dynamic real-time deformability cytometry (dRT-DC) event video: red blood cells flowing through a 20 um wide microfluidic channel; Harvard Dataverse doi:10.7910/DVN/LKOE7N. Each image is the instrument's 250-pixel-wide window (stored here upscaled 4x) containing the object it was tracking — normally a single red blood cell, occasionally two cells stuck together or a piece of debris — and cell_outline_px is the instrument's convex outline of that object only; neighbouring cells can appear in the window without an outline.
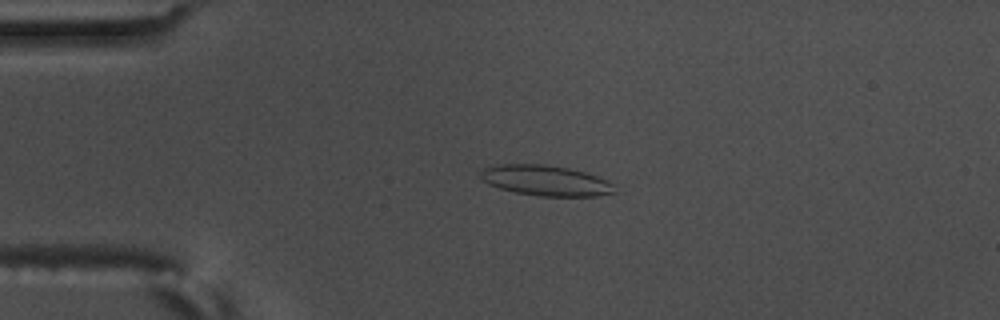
{"species": "common noctule bat (a hibernating species)", "species_latin": "Nyctalus noctula", "temperature_condition": "warm", "stored_images_in_passage": 58, "camera_frame_rate_fps": 3000, "um_per_image_px": 0.085, "animal": {"sex": "male", "body_mass_g": 17.5, "forearm_length_mm": 52.3}, "frame": {"image": 1, "passage_image": 14, "time_ms": 4.333, "image_size_px": [1000, 320], "cell_outline_px": [[616, 192], [596, 196], [540, 196], [516, 192], [500, 188], [488, 184], [480, 176], [480, 172], [484, 168], [500, 164], [544, 164], [568, 168], [584, 172], [608, 180], [612, 184]], "centroid_in_image_um": [46.38, 15.34], "position_along_channel_um": 38.6, "area_um2": 23.58}}
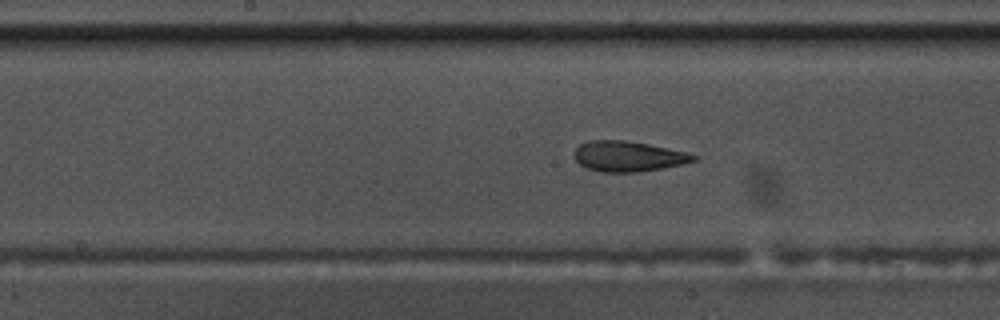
{"frame": {"image": 2, "passage_image": 30, "time_ms": 9.667, "image_size_px": [1000, 320], "cell_outline_px": [[696, 160], [684, 164], [664, 168], [636, 172], [604, 172], [588, 168], [580, 164], [576, 160], [572, 152], [580, 144], [588, 140], [624, 140], [648, 144], [684, 152], [696, 156]], "centroid_in_image_um": [53.35, 13.28], "position_along_channel_um": 194.8, "area_um2": 20.98}}
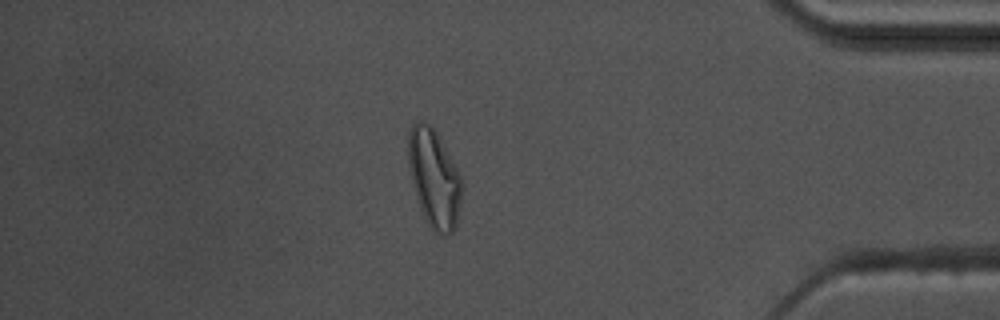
{"frame": {"image": 3, "passage_image": 50, "time_ms": 16.333, "image_size_px": [1000, 320], "cell_outline_px": [[464, 188], [456, 228], [448, 236], [444, 236], [432, 228], [428, 224], [424, 216], [412, 184], [408, 164], [408, 132], [412, 124], [420, 120], [424, 120], [436, 132], [456, 168], [460, 176]], "centroid_in_image_um": [36.91, 15.17], "position_along_channel_um": 398.3, "area_um2": 30.58}, "authors_computed_cell_mechanics": {"area_um2": 23.4957, "velocity_mm_per_s": 3.5647, "shape_relaxation_time_tau1_ms": 6.1407, "shape_relaxation_time_tau2_ms": 2.2894, "deformation_change_tau1": 0.205, "deformation_change_tau2": 0.1075}}